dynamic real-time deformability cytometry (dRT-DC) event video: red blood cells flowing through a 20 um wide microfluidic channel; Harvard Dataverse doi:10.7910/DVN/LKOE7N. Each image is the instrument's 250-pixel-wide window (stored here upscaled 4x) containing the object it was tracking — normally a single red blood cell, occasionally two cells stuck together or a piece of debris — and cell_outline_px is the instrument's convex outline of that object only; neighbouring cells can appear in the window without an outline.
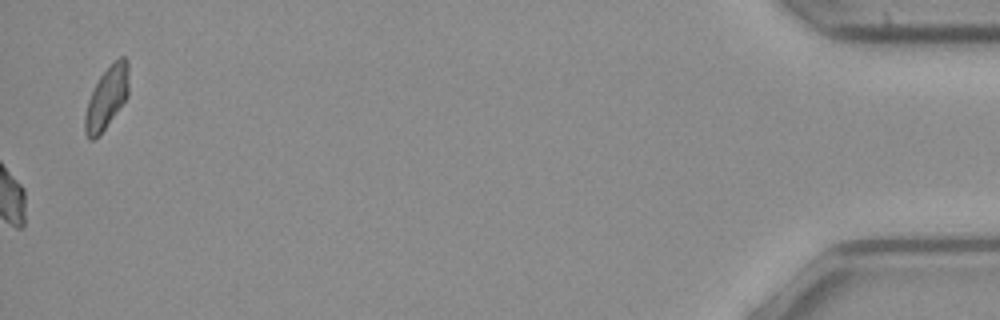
{"species": "common noctule bat (a hibernating species)", "species_latin": "Nyctalus noctula", "temperature_condition": "cold", "stored_images_in_passage": 52, "camera_frame_rate_fps": 3000, "um_per_image_px": 0.085, "animal": {"sex": "female", "body_mass_g": 21.9}, "frame": {"image": 1, "passage_image": 52, "time_ms": 17.0, "image_size_px": [1000, 320], "cell_outline_px": [[128, 96], [100, 136], [92, 140], [88, 140], [84, 132], [84, 116], [88, 100], [100, 76], [120, 56], [124, 56], [128, 60]], "centroid_in_image_um": [9.06, 8.36], "position_along_channel_um": 426.1, "area_um2": 15.84}}